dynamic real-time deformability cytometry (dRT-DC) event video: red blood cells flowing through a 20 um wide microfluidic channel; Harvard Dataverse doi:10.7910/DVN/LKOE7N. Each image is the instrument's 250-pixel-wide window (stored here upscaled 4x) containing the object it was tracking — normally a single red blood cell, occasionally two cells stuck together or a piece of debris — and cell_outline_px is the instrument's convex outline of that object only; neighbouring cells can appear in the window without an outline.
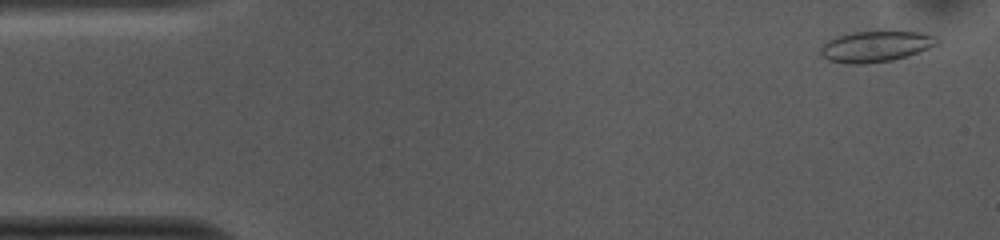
{"species": "common noctule bat (a hibernating species)", "species_latin": "Nyctalus noctula", "temperature_condition": "cold", "stored_images_in_passage": 52, "camera_frame_rate_fps": 3000, "um_per_image_px": 0.085, "animal": {"sex": "female", "body_mass_g": 10.0, "forearm_length_mm": 53.1}, "frame": {"image": 1, "passage_image": 2, "time_ms": 0.333, "image_size_px": [1000, 240], "cell_outline_px": [[940, 44], [908, 56], [892, 60], [860, 64], [848, 64], [828, 60], [820, 56], [820, 44], [824, 40], [852, 32], [920, 32], [936, 36], [940, 40]], "centroid_in_image_um": [74.4, 3.95], "position_along_channel_um": 10.6, "area_um2": 21.21}}
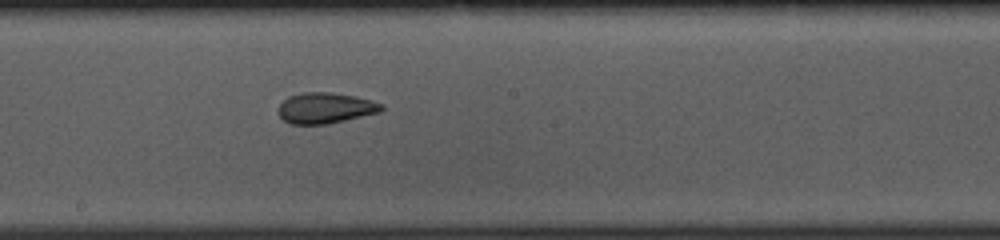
{"frame": {"image": 2, "passage_image": 27, "time_ms": 8.667, "image_size_px": [1000, 240], "cell_outline_px": [[384, 108], [380, 112], [328, 124], [288, 124], [276, 112], [276, 108], [288, 96], [300, 92], [328, 92], [356, 96], [372, 100], [384, 104]], "centroid_in_image_um": [27.63, 9.18], "position_along_channel_um": 220.6, "area_um2": 18.79}}
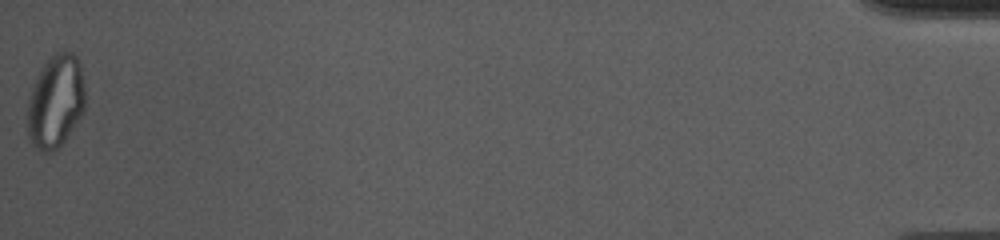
{"frame": {"image": 3, "passage_image": 52, "time_ms": 17.0, "image_size_px": [1000, 240], "cell_outline_px": [[84, 112], [64, 140], [56, 148], [48, 152], [44, 152], [36, 148], [32, 144], [28, 136], [28, 100], [36, 76], [44, 64], [56, 52], [72, 52], [76, 56], [80, 64], [84, 84]], "centroid_in_image_um": [4.73, 8.61], "position_along_channel_um": 430.5, "area_um2": 30.92}, "authors_computed_cell_mechanics": {"area_um2": 19.7965, "velocity_mm_per_s": 3.7516, "shape_relaxation_time_tau1_ms": null, "shape_relaxation_time_tau2_ms": 2.0412, "deformation_change_tau1": null, "deformation_change_tau2": 0.0845}}